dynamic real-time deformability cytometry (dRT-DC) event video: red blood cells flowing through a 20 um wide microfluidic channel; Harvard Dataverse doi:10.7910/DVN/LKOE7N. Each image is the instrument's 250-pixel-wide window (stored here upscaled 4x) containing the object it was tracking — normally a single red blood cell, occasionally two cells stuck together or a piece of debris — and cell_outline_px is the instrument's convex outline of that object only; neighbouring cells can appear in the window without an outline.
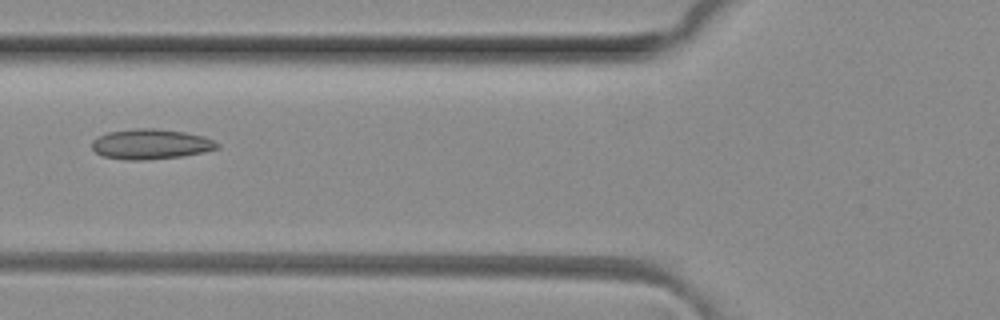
{"species": "common noctule bat (a hibernating species)", "species_latin": "Nyctalus noctula", "temperature_condition": "room temperature", "stored_images_in_passage": 6, "camera_frame_rate_fps": 3000, "um_per_image_px": 0.085, "animal": {"sex": "female", "body_mass_g": 29.2, "forearm_length_mm": 56.3}, "frame": {"image": 1, "passage_image": 5, "time_ms": 1.333, "image_size_px": [1000, 320], "cell_outline_px": [[220, 148], [204, 152], [180, 156], [144, 160], [128, 160], [104, 156], [96, 152], [92, 148], [92, 140], [108, 132], [136, 128], [152, 128], [184, 132], [204, 136], [220, 144]], "centroid_in_image_um": [12.83, 12.25], "position_along_channel_um": 113.0, "area_um2": 21.85}}
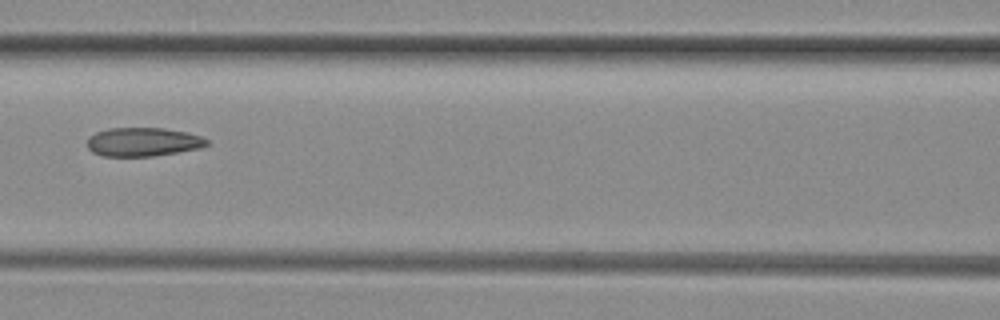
{"frame": {"image": 2, "passage_image": 6, "time_ms": 1.667, "image_size_px": [1000, 320], "cell_outline_px": [[208, 144], [200, 148], [152, 156], [104, 156], [92, 152], [88, 148], [88, 140], [96, 132], [108, 128], [164, 128], [188, 132], [200, 136], [208, 140]], "centroid_in_image_um": [12.17, 12.06], "position_along_channel_um": 154.4, "area_um2": 19.88}}